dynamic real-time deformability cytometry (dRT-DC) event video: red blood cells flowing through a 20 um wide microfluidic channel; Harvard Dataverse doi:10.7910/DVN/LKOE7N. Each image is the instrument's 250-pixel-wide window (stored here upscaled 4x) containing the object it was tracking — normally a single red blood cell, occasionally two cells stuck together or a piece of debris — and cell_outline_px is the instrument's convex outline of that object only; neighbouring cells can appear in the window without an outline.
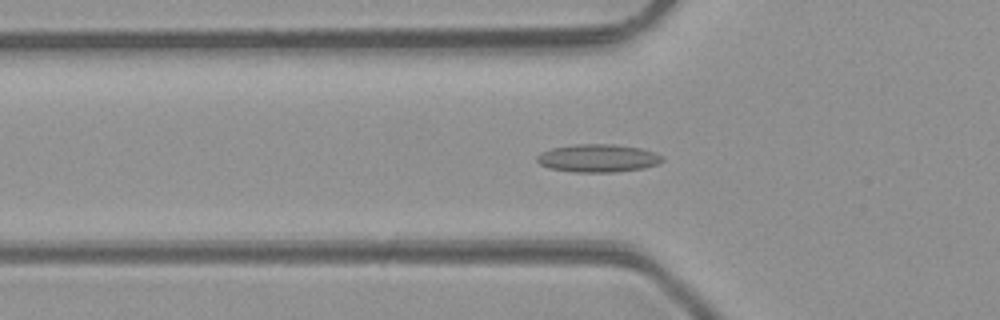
{"species": "common noctule bat (a hibernating species)", "species_latin": "Nyctalus noctula", "temperature_condition": "room temperature", "stored_images_in_passage": 48, "segment_of_instrument_passage": [1, 2], "camera_frame_rate_fps": 3000, "um_per_image_px": 0.085, "animal": {"sex": "male", "body_mass_g": 23.1, "forearm_length_mm": 52.7}, "frame": {"image": 1, "passage_image": 15, "time_ms": 4.667, "image_size_px": [1000, 320], "cell_outline_px": [[664, 160], [660, 164], [644, 168], [616, 172], [572, 172], [548, 168], [540, 164], [536, 160], [536, 156], [540, 152], [552, 148], [576, 144], [612, 144], [640, 148], [656, 152], [664, 156]], "centroid_in_image_um": [50.85, 13.45], "position_along_channel_um": 75.0, "area_um2": 20.69}}
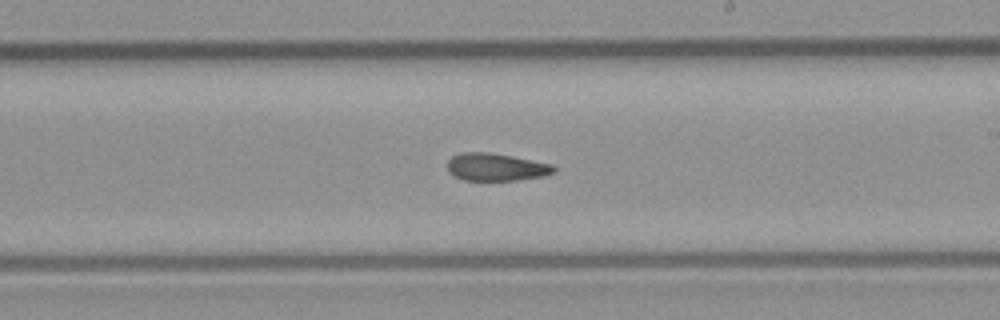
{"frame": {"image": 2, "passage_image": 27, "time_ms": 8.667, "image_size_px": [1000, 320], "cell_outline_px": [[556, 172], [544, 176], [516, 180], [464, 180], [452, 176], [448, 172], [448, 160], [452, 156], [460, 152], [492, 152], [552, 164], [556, 168]], "centroid_in_image_um": [42.15, 14.2], "position_along_channel_um": 246.9, "area_um2": 17.28}}
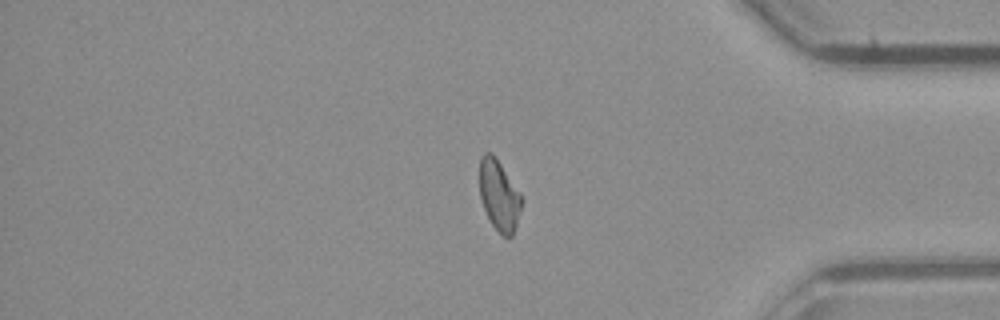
{"frame": {"image": 3, "passage_image": 39, "time_ms": 12.667, "image_size_px": [1000, 320], "cell_outline_px": [[520, 208], [516, 224], [512, 236], [504, 236], [492, 224], [484, 208], [480, 196], [480, 156], [484, 152], [492, 152], [520, 192]], "centroid_in_image_um": [42.39, 16.56], "position_along_channel_um": 392.8, "area_um2": 16.76}}